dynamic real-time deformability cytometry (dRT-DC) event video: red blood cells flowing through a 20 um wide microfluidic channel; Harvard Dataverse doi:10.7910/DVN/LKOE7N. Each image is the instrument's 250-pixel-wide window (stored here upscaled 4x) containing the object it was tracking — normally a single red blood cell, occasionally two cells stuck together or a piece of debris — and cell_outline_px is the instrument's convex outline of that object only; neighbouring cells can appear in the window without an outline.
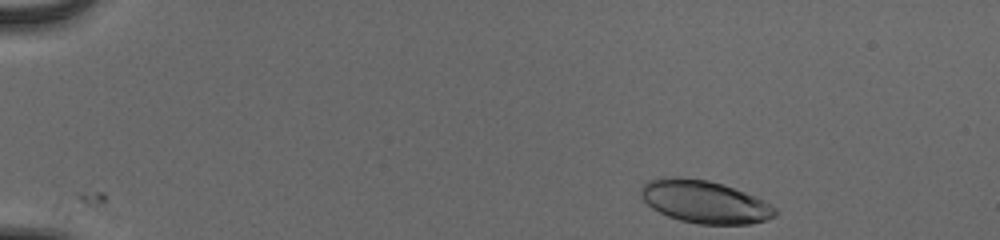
{"species": "human", "species_latin": "Homo sapiens", "temperature_condition": "cold", "stored_images_in_passage": 47, "camera_frame_rate_fps": 3000, "um_per_image_px": 0.085, "donor": {"sex": "male"}, "frame": {"image": 1, "passage_image": 1, "time_ms": 0.0, "image_size_px": [1000, 240], "cell_outline_px": [[776, 216], [768, 220], [748, 224], [700, 224], [680, 220], [668, 216], [652, 208], [640, 196], [640, 188], [648, 180], [660, 176], [708, 180], [724, 184], [744, 192], [776, 208]], "centroid_in_image_um": [59.85, 17.15], "position_along_channel_um": 25.1, "area_um2": 33.12}}
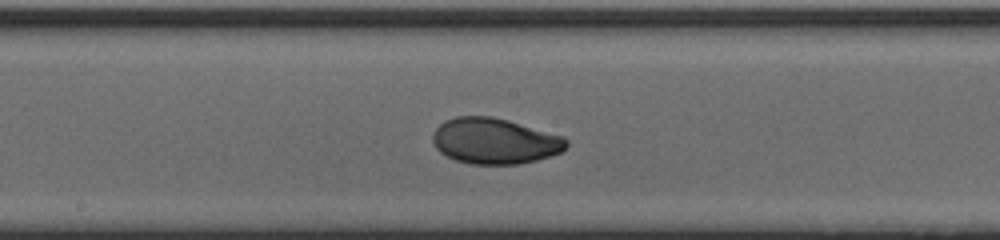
{"frame": {"image": 2, "passage_image": 24, "time_ms": 7.667, "image_size_px": [1000, 240], "cell_outline_px": [[568, 144], [560, 152], [536, 160], [520, 164], [472, 164], [456, 160], [440, 152], [436, 148], [432, 140], [432, 132], [444, 120], [456, 116], [492, 116], [508, 120], [564, 136], [568, 140]], "centroid_in_image_um": [42.03, 11.97], "position_along_channel_um": 206.2, "area_um2": 35.72}}
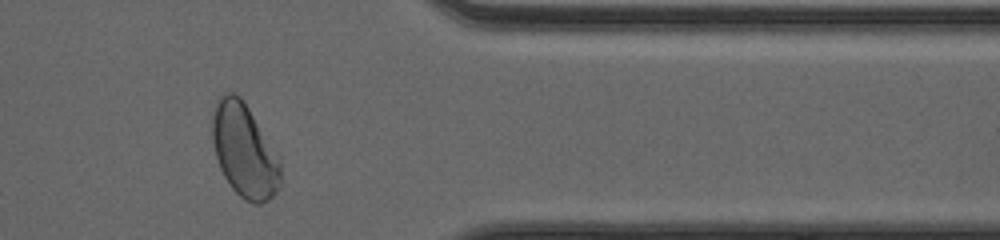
{"frame": {"image": 3, "passage_image": 39, "time_ms": 12.667, "image_size_px": [1000, 240], "cell_outline_px": [[280, 184], [276, 192], [268, 200], [260, 204], [252, 204], [244, 200], [232, 188], [224, 176], [220, 168], [216, 156], [212, 140], [212, 116], [216, 100], [224, 92], [232, 92], [240, 96], [280, 156]], "centroid_in_image_um": [20.77, 12.8], "position_along_channel_um": 390.6, "area_um2": 37.34}, "authors_computed_cell_mechanics": {"area_um2": 35.3158, "velocity_mm_per_s": 3.8934, "shape_relaxation_time_tau1_ms": 2.9622, "shape_relaxation_time_tau2_ms": 0.7819, "deformation_change_tau1": 0.1525, "deformation_change_tau2": 0.041}}